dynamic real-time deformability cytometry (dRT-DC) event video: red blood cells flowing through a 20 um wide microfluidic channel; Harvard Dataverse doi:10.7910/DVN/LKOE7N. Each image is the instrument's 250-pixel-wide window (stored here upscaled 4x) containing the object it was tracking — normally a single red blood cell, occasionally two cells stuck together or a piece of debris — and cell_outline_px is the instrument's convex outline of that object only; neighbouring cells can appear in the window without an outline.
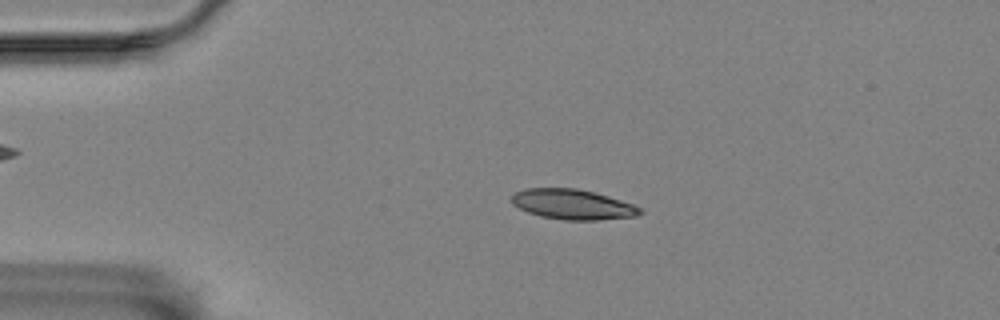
{"species": "Egyptian fruit bat (a non-hibernating species)", "species_latin": "Rousettus aegyptiacus", "temperature_condition": "room temperature", "stored_images_in_passage": 57, "camera_frame_rate_fps": 3000, "um_per_image_px": 0.085, "animal": {"sex": "female"}, "frame": {"image": 1, "passage_image": 12, "time_ms": 3.667, "image_size_px": [1000, 320], "cell_outline_px": [[644, 212], [636, 216], [596, 220], [564, 220], [540, 216], [528, 212], [512, 204], [512, 196], [516, 192], [524, 188], [576, 188], [608, 196], [632, 204], [640, 208]], "centroid_in_image_um": [48.66, 17.37], "position_along_channel_um": 36.3, "area_um2": 22.37}}
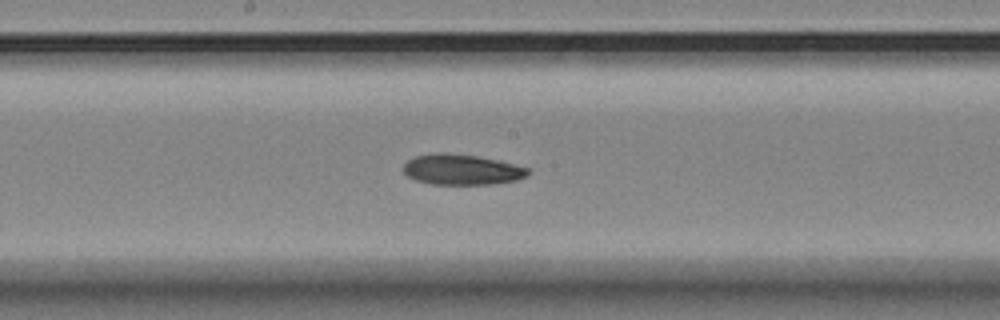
{"frame": {"image": 2, "passage_image": 30, "time_ms": 9.667, "image_size_px": [1000, 320], "cell_outline_px": [[532, 172], [528, 176], [516, 180], [492, 184], [432, 184], [416, 180], [408, 176], [404, 172], [404, 164], [408, 160], [416, 156], [440, 152], [476, 156], [500, 160], [528, 168]], "centroid_in_image_um": [39.29, 14.42], "position_along_channel_um": 208.9, "area_um2": 22.08}}
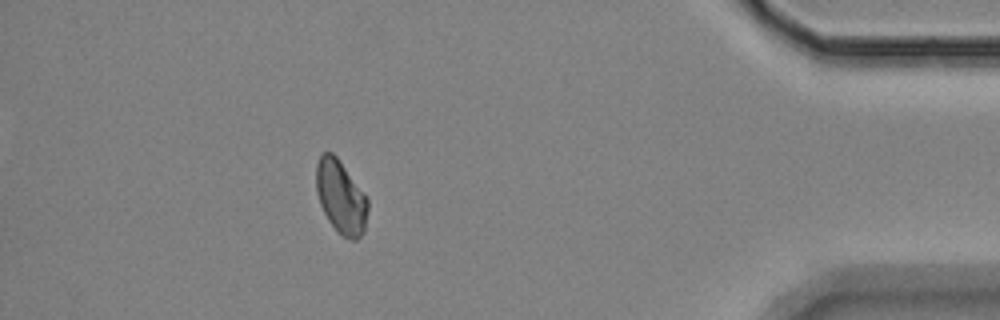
{"frame": {"image": 3, "passage_image": 51, "time_ms": 16.667, "image_size_px": [1000, 320], "cell_outline_px": [[368, 208], [364, 232], [356, 240], [352, 240], [340, 236], [328, 220], [320, 204], [316, 192], [316, 164], [320, 152], [332, 152], [336, 156], [368, 200]], "centroid_in_image_um": [28.94, 16.76], "position_along_channel_um": 406.3, "area_um2": 21.96}}